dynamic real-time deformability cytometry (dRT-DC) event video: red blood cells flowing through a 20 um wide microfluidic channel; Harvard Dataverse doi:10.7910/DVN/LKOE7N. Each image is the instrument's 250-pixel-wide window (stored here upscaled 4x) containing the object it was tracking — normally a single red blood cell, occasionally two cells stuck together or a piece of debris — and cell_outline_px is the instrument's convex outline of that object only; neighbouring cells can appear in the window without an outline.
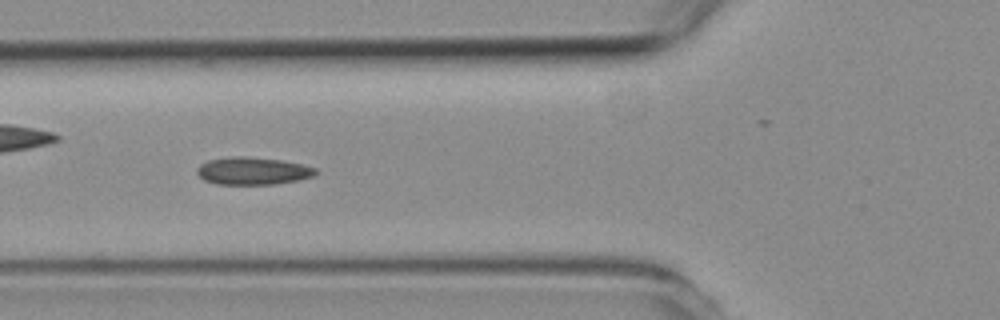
{"species": "common noctule bat (a hibernating species)", "species_latin": "Nyctalus noctula", "temperature_condition": "room temperature", "stored_images_in_passage": 8, "camera_frame_rate_fps": 3000, "um_per_image_px": 0.085, "animal": {"sex": "female", "body_mass_g": 19.3, "forearm_length_mm": 54.1}, "frame": {"image": 1, "passage_image": 5, "time_ms": 4.667, "image_size_px": [1000, 320], "cell_outline_px": [[320, 172], [316, 176], [276, 184], [216, 184], [204, 180], [196, 172], [196, 168], [200, 164], [208, 160], [232, 156], [248, 156], [284, 160], [304, 164], [316, 168]], "centroid_in_image_um": [21.53, 14.52], "position_along_channel_um": 104.3, "area_um2": 19.36}}
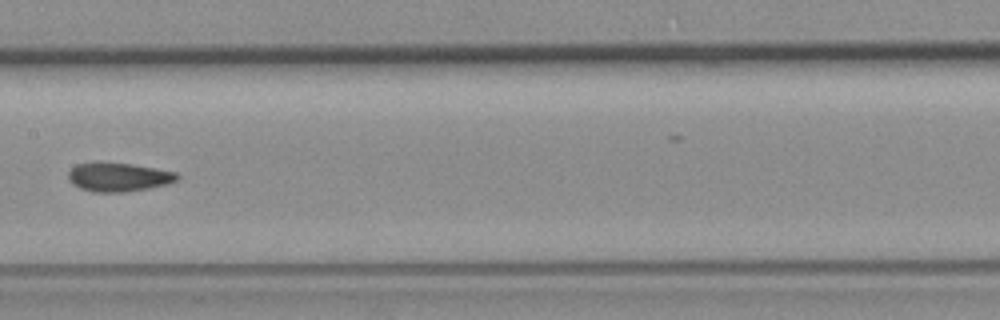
{"frame": {"image": 2, "passage_image": 7, "time_ms": 7.0, "image_size_px": [1000, 320], "cell_outline_px": [[180, 176], [176, 180], [168, 184], [148, 188], [124, 192], [92, 192], [80, 188], [72, 184], [68, 180], [68, 172], [76, 164], [96, 160], [132, 164], [176, 172]], "centroid_in_image_um": [10.01, 15.02], "position_along_channel_um": 197.4, "area_um2": 18.67}}
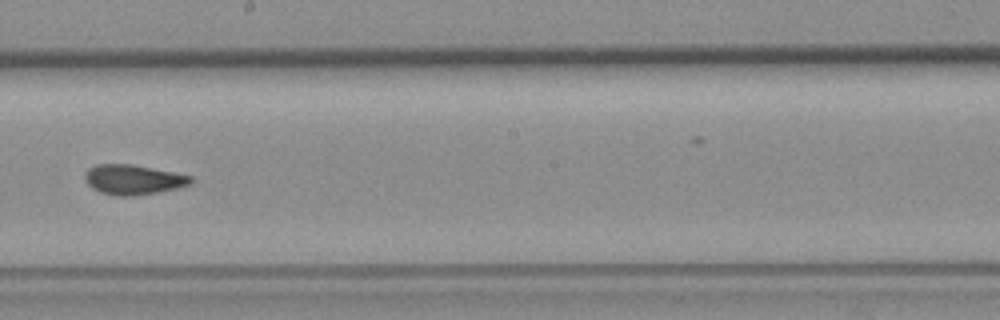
{"frame": {"image": 3, "passage_image": 8, "time_ms": 8.0, "image_size_px": [1000, 320], "cell_outline_px": [[192, 180], [188, 184], [176, 188], [156, 192], [132, 196], [116, 196], [100, 192], [92, 188], [84, 180], [84, 172], [88, 168], [96, 164], [132, 164], [192, 176]], "centroid_in_image_um": [11.24, 15.26], "position_along_channel_um": 237.0, "area_um2": 18.32}}